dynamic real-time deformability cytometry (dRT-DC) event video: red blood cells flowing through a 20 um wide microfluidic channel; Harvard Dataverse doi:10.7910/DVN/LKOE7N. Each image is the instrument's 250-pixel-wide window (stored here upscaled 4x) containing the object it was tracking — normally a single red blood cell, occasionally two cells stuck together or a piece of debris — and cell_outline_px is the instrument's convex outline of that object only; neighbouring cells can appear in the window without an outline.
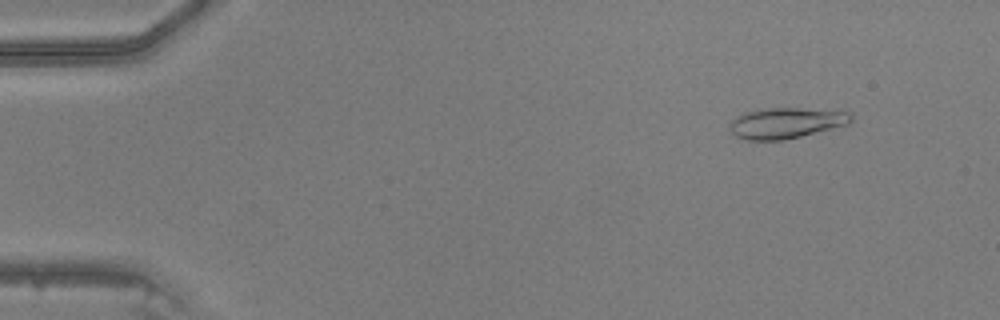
{"species": "common noctule bat (a hibernating species)", "species_latin": "Nyctalus noctula", "temperature_condition": "warm", "stored_images_in_passage": 47, "camera_frame_rate_fps": 3000, "um_per_image_px": 0.085, "animal": {"sex": "male", "body_mass_g": 20.5, "forearm_length_mm": 52.5}, "frame": {"image": 1, "passage_image": 5, "time_ms": 1.333, "image_size_px": [1000, 320], "cell_outline_px": [[852, 120], [848, 124], [784, 140], [744, 140], [736, 136], [732, 132], [728, 124], [736, 116], [744, 112], [768, 108], [800, 108], [852, 112]], "centroid_in_image_um": [66.79, 10.45], "position_along_channel_um": 18.2, "area_um2": 21.68}}
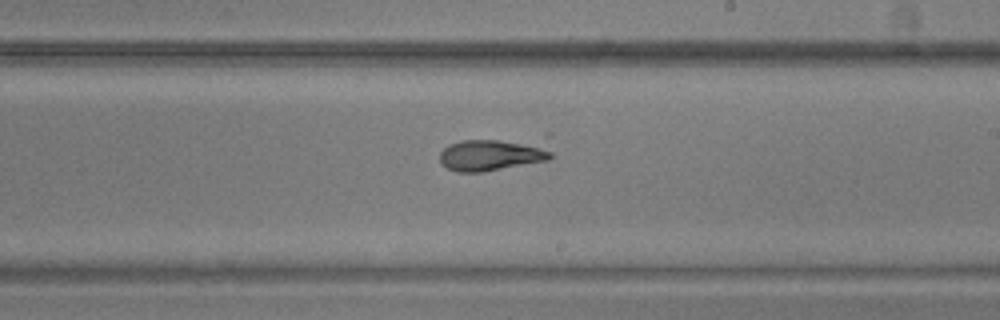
{"frame": {"image": 2, "passage_image": 28, "time_ms": 9.0, "image_size_px": [1000, 320], "cell_outline_px": [[552, 156], [548, 160], [484, 172], [456, 172], [440, 164], [440, 152], [448, 144], [460, 140], [544, 132], [548, 132], [552, 152]], "centroid_in_image_um": [42.18, 12.96], "position_along_channel_um": 246.8, "area_um2": 24.22}}
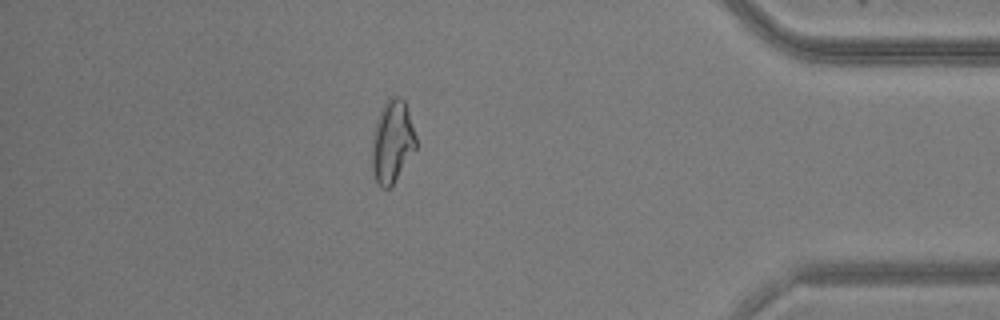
{"frame": {"image": 3, "passage_image": 41, "time_ms": 13.333, "image_size_px": [1000, 320], "cell_outline_px": [[416, 148], [392, 184], [388, 188], [380, 188], [376, 180], [372, 168], [372, 140], [376, 120], [384, 104], [392, 96], [400, 96], [404, 100], [416, 136]], "centroid_in_image_um": [33.33, 12.03], "position_along_channel_um": 401.9, "area_um2": 20.75}}